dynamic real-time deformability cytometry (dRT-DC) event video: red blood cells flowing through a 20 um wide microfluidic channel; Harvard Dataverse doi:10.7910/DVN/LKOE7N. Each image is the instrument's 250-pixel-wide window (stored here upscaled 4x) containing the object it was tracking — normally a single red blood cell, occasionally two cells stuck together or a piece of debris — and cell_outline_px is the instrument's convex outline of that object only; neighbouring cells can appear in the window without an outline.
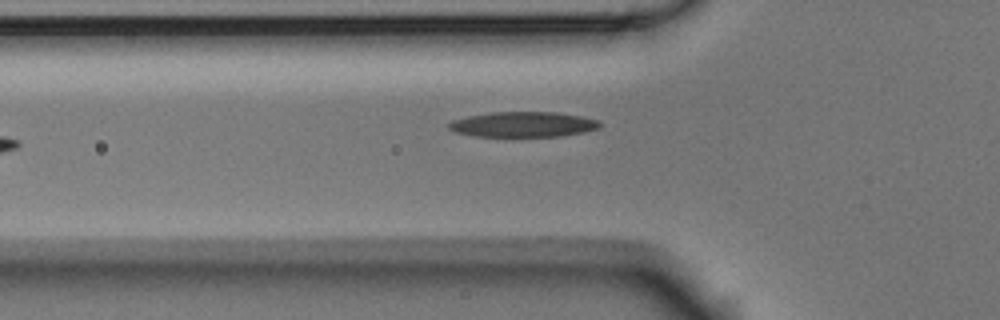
{"species": "Egyptian fruit bat (a non-hibernating species)", "species_latin": "Rousettus aegyptiacus", "temperature_condition": "room temperature", "stored_images_in_passage": 5, "camera_frame_rate_fps": 3000, "um_per_image_px": 0.085, "animal": {"sex": "male"}, "frame": {"image": 1, "passage_image": 5, "time_ms": 1.333, "image_size_px": [1000, 320], "cell_outline_px": [[600, 128], [584, 132], [560, 136], [516, 140], [472, 136], [456, 132], [448, 128], [448, 124], [452, 120], [468, 116], [492, 112], [556, 112], [580, 116], [600, 120]], "centroid_in_image_um": [44.44, 10.63], "position_along_channel_um": 81.4, "area_um2": 23.47}}